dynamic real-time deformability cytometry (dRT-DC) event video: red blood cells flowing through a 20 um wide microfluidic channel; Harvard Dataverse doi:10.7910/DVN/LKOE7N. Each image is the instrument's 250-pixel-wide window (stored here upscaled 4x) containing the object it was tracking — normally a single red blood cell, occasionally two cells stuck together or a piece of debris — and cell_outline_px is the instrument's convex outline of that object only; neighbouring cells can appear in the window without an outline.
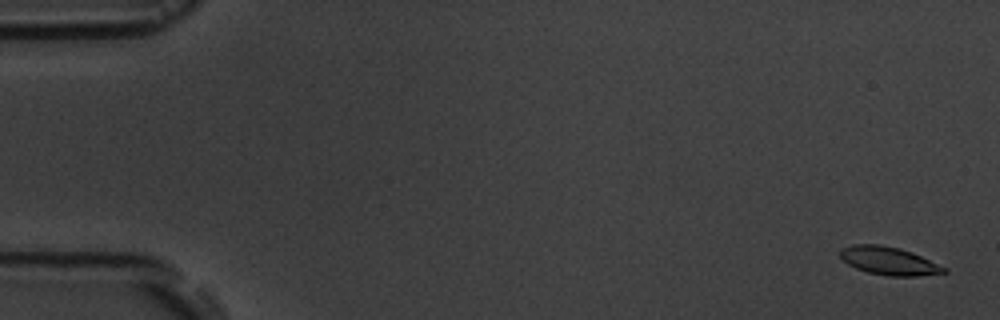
{"species": "common noctule bat (a hibernating species)", "species_latin": "Nyctalus noctula", "temperature_condition": "room temperature", "stored_images_in_passage": 10, "camera_frame_rate_fps": 3000, "um_per_image_px": 0.085, "animal": {"sex": "male", "body_mass_g": 19.5, "forearm_length_mm": 54.6}, "frame": {"image": 1, "passage_image": 1, "time_ms": 0.0, "image_size_px": [1000, 320], "cell_outline_px": [[948, 272], [920, 276], [888, 276], [868, 272], [856, 268], [848, 264], [840, 256], [840, 248], [852, 244], [880, 244], [900, 248], [912, 252], [948, 268]], "centroid_in_image_um": [75.57, 22.17], "position_along_channel_um": 9.4, "area_um2": 17.11}}
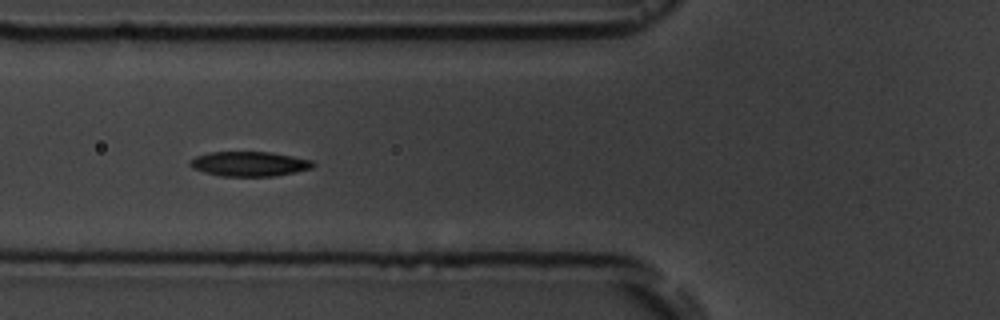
{"frame": {"image": 2, "passage_image": 6, "time_ms": 6.667, "image_size_px": [1000, 320], "cell_outline_px": [[316, 164], [312, 168], [296, 172], [276, 176], [220, 176], [204, 172], [192, 168], [188, 164], [196, 156], [208, 152], [268, 152], [292, 156], [312, 160]], "centroid_in_image_um": [21.2, 13.93], "position_along_channel_um": 104.6, "area_um2": 17.74}}
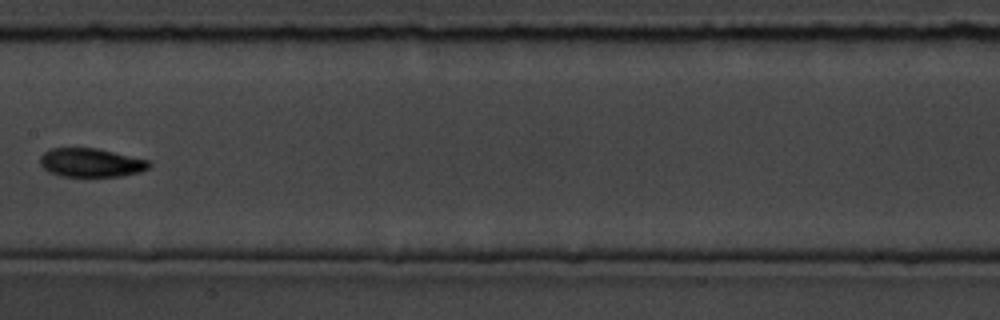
{"frame": {"image": 3, "passage_image": 8, "time_ms": 9.333, "image_size_px": [1000, 320], "cell_outline_px": [[152, 164], [148, 168], [140, 172], [120, 176], [60, 176], [48, 172], [40, 164], [40, 156], [48, 148], [96, 148], [152, 160]], "centroid_in_image_um": [7.75, 13.82], "position_along_channel_um": 199.7, "area_um2": 18.44}}